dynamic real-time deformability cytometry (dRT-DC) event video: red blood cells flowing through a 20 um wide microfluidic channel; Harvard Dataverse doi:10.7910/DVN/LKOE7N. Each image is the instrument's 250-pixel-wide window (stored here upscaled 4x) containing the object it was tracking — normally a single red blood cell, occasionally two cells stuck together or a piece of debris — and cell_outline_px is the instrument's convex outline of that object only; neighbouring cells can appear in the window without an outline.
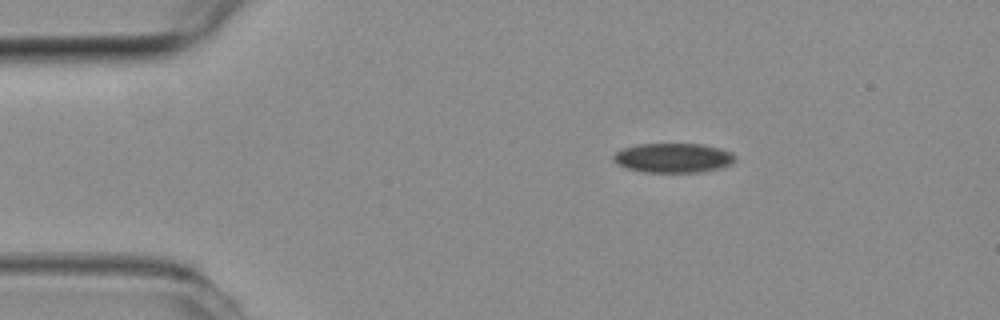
{"species": "common noctule bat (a hibernating species)", "species_latin": "Nyctalus noctula", "temperature_condition": "room temperature", "stored_images_in_passage": 16, "camera_frame_rate_fps": 3000, "um_per_image_px": 0.085, "animal": {"sex": "female", "body_mass_g": 19.3, "forearm_length_mm": 54.1}, "frame": {"image": 1, "passage_image": 9, "time_ms": 2.667, "image_size_px": [1000, 320], "cell_outline_px": [[736, 160], [732, 164], [720, 168], [700, 172], [644, 172], [628, 168], [616, 164], [612, 160], [612, 156], [616, 152], [624, 148], [640, 144], [700, 144], [720, 148], [732, 152], [736, 156]], "centroid_in_image_um": [57.24, 13.42], "position_along_channel_um": 27.8, "area_um2": 20.98}}
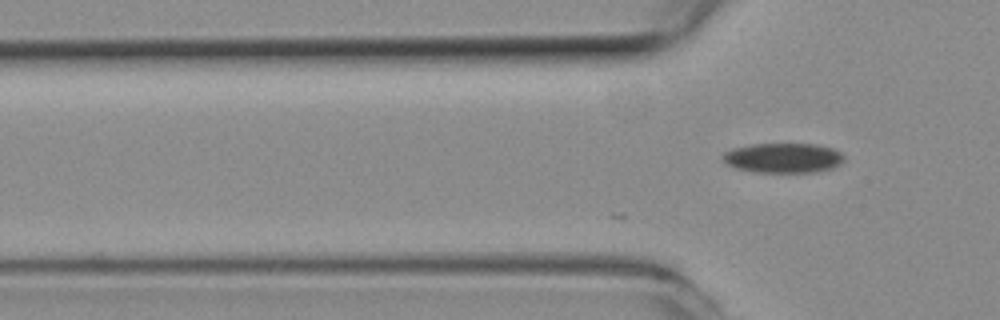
{"frame": {"image": 2, "passage_image": 16, "time_ms": 5.0, "image_size_px": [1000, 320], "cell_outline_px": [[844, 160], [840, 164], [832, 168], [816, 172], [756, 172], [736, 168], [728, 164], [720, 156], [724, 152], [732, 148], [752, 144], [816, 144], [832, 148], [840, 152], [844, 156]], "centroid_in_image_um": [66.57, 13.42], "position_along_channel_um": 59.2, "area_um2": 21.1}}